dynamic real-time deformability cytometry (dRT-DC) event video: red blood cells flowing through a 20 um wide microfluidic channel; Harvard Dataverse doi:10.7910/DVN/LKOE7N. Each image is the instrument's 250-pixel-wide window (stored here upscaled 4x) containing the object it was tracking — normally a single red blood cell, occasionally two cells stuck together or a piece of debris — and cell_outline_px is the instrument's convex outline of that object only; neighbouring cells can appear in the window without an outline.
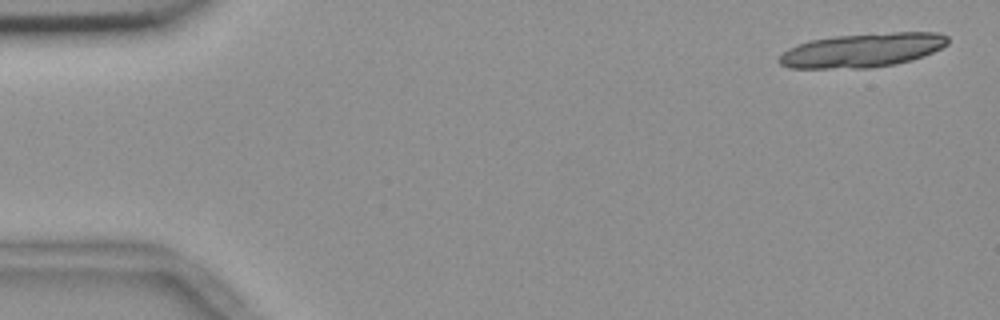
{"species": "common noctule bat (a hibernating species)", "species_latin": "Nyctalus noctula", "temperature_condition": "room temperature", "stored_images_in_passage": 19, "camera_frame_rate_fps": 3000, "um_per_image_px": 0.085, "animal": {"sex": "female", "body_mass_g": 18.4}, "frame": {"image": 1, "passage_image": 1, "time_ms": 0.0, "image_size_px": [1000, 320], "cell_outline_px": [[948, 44], [924, 56], [912, 60], [896, 64], [872, 68], [788, 68], [780, 64], [776, 60], [788, 48], [796, 44], [812, 40], [836, 36], [892, 32], [936, 32], [948, 36]], "centroid_in_image_um": [73.3, 4.27], "position_along_channel_um": 11.7, "area_um2": 33.52}}